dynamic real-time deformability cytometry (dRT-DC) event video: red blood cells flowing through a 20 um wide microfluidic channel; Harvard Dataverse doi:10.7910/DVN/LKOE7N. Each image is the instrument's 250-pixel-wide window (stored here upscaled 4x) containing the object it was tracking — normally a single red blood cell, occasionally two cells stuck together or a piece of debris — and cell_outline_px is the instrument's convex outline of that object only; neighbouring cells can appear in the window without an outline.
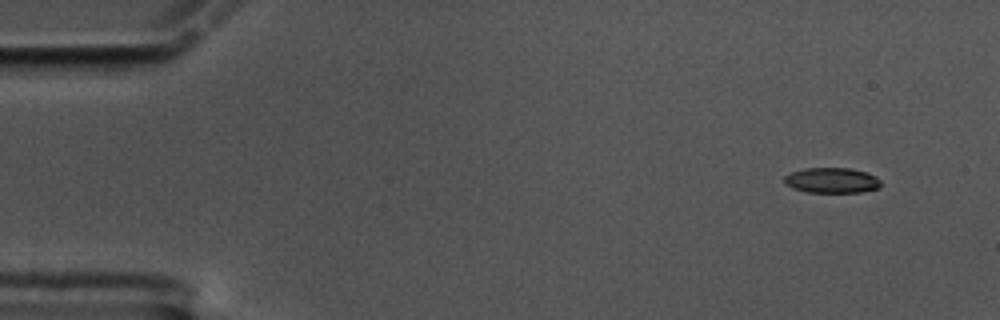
{"species": "common noctule bat (a hibernating species)", "species_latin": "Nyctalus noctula", "temperature_condition": "cold", "stored_images_in_passage": 56, "camera_frame_rate_fps": 3000, "um_per_image_px": 0.085, "animal": {"sex": "male", "body_mass_g": 17.5, "forearm_length_mm": 52.3}, "frame": {"image": 1, "passage_image": 1, "time_ms": 0.0, "image_size_px": [1000, 320], "cell_outline_px": [[880, 188], [864, 192], [808, 192], [792, 188], [784, 184], [784, 176], [792, 172], [804, 168], [848, 168], [868, 172], [876, 176], [880, 180]], "centroid_in_image_um": [70.72, 15.33], "position_along_channel_um": 14.3, "area_um2": 14.39}}
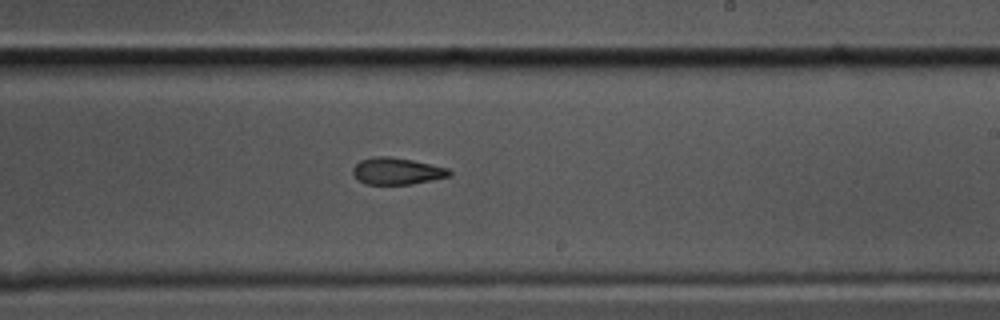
{"frame": {"image": 2, "passage_image": 32, "time_ms": 10.333, "image_size_px": [1000, 320], "cell_outline_px": [[452, 176], [412, 184], [364, 184], [352, 172], [352, 168], [360, 160], [376, 156], [388, 156], [412, 160], [448, 168], [452, 172]], "centroid_in_image_um": [33.76, 14.54], "position_along_channel_um": 255.2, "area_um2": 15.03}}
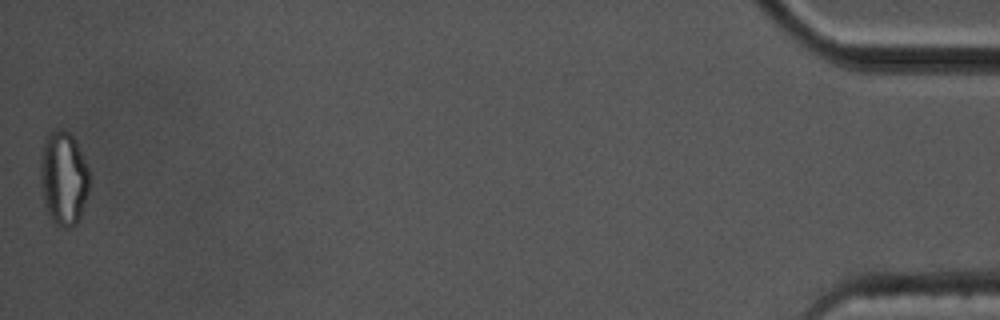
{"frame": {"image": 3, "passage_image": 56, "time_ms": 18.333, "image_size_px": [1000, 320], "cell_outline_px": [[88, 192], [80, 220], [72, 228], [64, 228], [56, 224], [52, 220], [44, 204], [40, 184], [40, 156], [48, 132], [52, 128], [64, 128], [76, 140], [88, 168]], "centroid_in_image_um": [5.39, 15.14], "position_along_channel_um": 429.8, "area_um2": 27.22}, "authors_computed_cell_mechanics": {"area_um2": 15.6349, "velocity_mm_per_s": 3.3752, "shape_relaxation_time_tau1_ms": null, "shape_relaxation_time_tau2_ms": 4.0791, "deformation_change_tau1": null, "deformation_change_tau2": 0.1121}}